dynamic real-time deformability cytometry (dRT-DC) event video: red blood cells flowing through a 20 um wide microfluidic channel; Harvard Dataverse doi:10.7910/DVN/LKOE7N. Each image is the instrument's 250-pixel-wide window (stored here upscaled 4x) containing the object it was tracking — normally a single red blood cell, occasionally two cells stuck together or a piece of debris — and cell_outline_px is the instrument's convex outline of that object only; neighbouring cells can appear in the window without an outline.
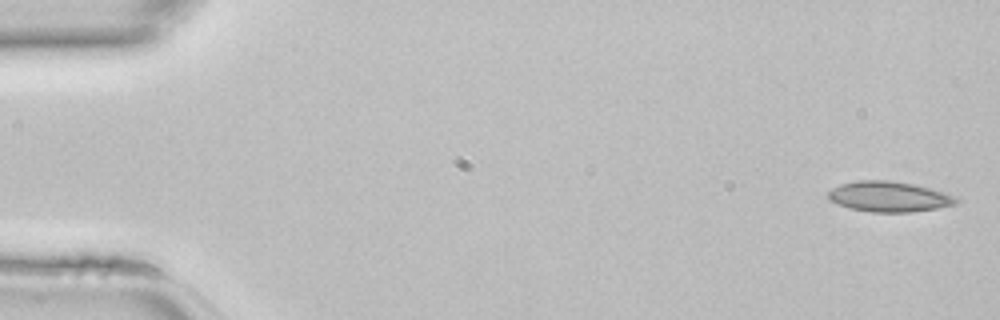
{"species": "common noctule bat (a hibernating species)", "species_latin": "Nyctalus noctula", "temperature_condition": "room temperature", "stored_images_in_passage": 45, "camera_frame_rate_fps": 3000, "um_per_image_px": 0.085, "animal": {"sex": "female", "body_mass_g": 22.7, "forearm_length_mm": 54.2}, "frame": {"image": 1, "passage_image": 1, "time_ms": 0.0, "image_size_px": [1000, 320], "cell_outline_px": [[960, 200], [956, 204], [936, 208], [912, 212], [872, 212], [848, 208], [828, 200], [828, 192], [832, 188], [840, 184], [856, 180], [888, 180], [912, 184], [944, 192], [956, 196]], "centroid_in_image_um": [75.54, 16.71], "position_along_channel_um": 9.5, "area_um2": 22.72}}
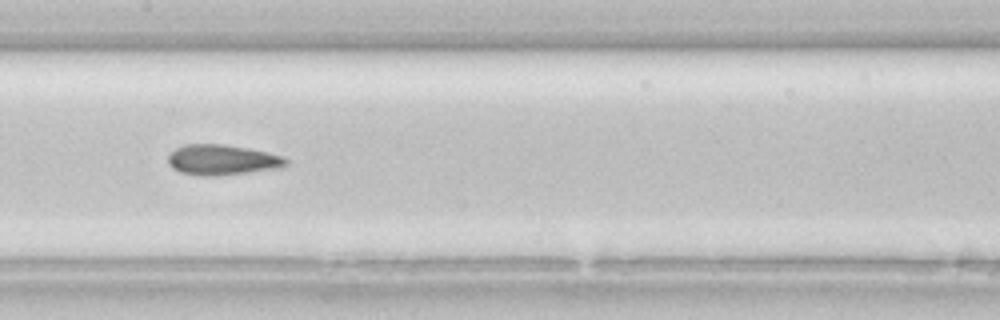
{"frame": {"image": 2, "passage_image": 22, "time_ms": 7.0, "image_size_px": [1000, 320], "cell_outline_px": [[288, 164], [280, 168], [216, 176], [200, 176], [180, 172], [172, 168], [168, 164], [168, 156], [176, 148], [184, 144], [224, 144], [248, 148], [284, 156], [288, 160]], "centroid_in_image_um": [18.88, 13.59], "position_along_channel_um": 188.5, "area_um2": 20.98}}
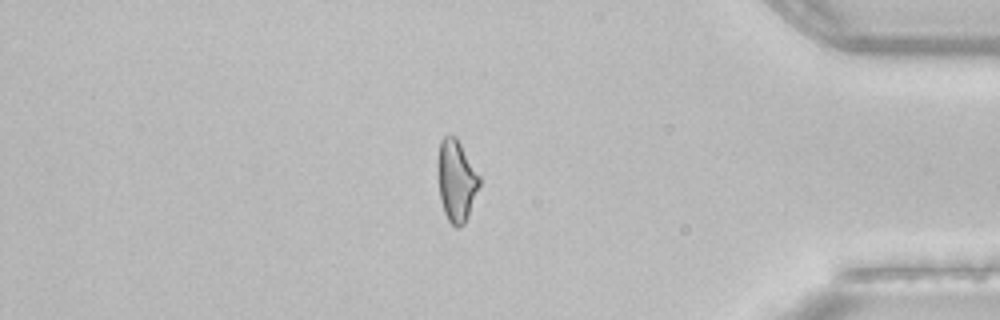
{"frame": {"image": 3, "passage_image": 38, "time_ms": 12.333, "image_size_px": [1000, 320], "cell_outline_px": [[480, 184], [468, 216], [464, 224], [460, 228], [456, 228], [448, 220], [444, 212], [440, 200], [436, 172], [436, 164], [440, 140], [444, 136], [456, 136], [480, 176]], "centroid_in_image_um": [38.76, 15.35], "position_along_channel_um": 396.4, "area_um2": 20.11}}